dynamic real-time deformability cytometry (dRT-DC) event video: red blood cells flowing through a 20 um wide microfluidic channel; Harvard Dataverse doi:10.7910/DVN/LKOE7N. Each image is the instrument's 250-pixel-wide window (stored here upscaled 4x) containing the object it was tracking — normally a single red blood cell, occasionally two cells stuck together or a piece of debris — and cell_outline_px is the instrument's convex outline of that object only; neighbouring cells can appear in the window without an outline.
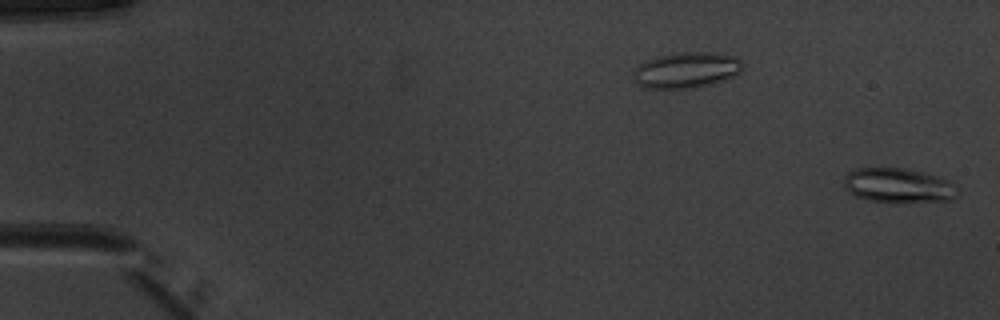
{"species": "common noctule bat (a hibernating species)", "species_latin": "Nyctalus noctula", "temperature_condition": "warm", "stored_images_in_passage": 51, "camera_frame_rate_fps": 3000, "um_per_image_px": 0.085, "animal": {"sex": "male", "body_mass_g": 20.1, "forearm_length_mm": 53.5}, "frame": {"image": 1, "passage_image": 1, "time_ms": 0.0, "image_size_px": [1000, 320], "cell_outline_px": [[960, 188], [956, 196], [952, 200], [896, 204], [888, 204], [868, 200], [856, 196], [844, 188], [844, 180], [848, 172], [856, 168], [904, 168], [924, 172], [948, 180]], "centroid_in_image_um": [76.39, 15.8], "position_along_channel_um": 8.6, "area_um2": 23.58}}
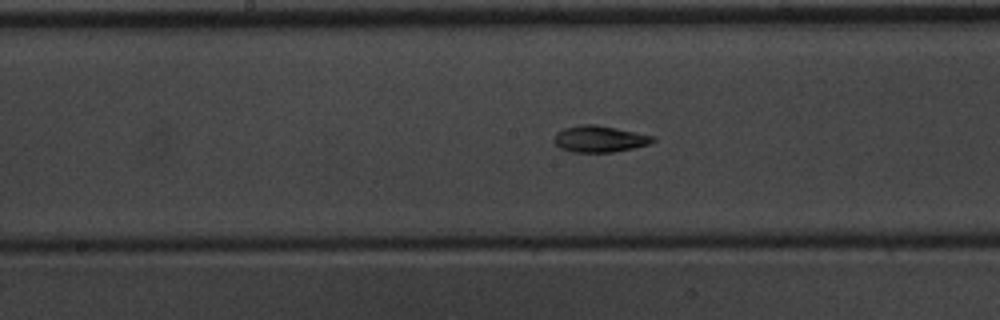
{"frame": {"image": 2, "passage_image": 27, "time_ms": 8.667, "image_size_px": [1000, 320], "cell_outline_px": [[656, 140], [648, 144], [632, 148], [612, 152], [572, 152], [560, 148], [552, 140], [556, 132], [564, 128], [580, 124], [596, 124], [656, 136]], "centroid_in_image_um": [50.94, 11.8], "position_along_channel_um": 197.3, "area_um2": 15.32}}
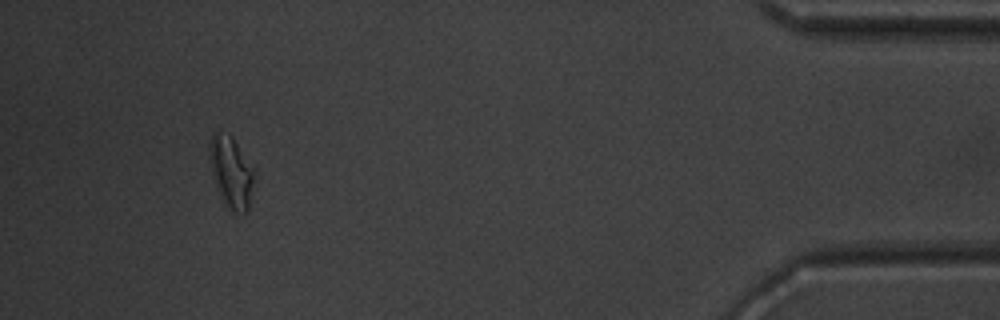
{"frame": {"image": 3, "passage_image": 48, "time_ms": 15.667, "image_size_px": [1000, 320], "cell_outline_px": [[252, 184], [248, 212], [244, 216], [232, 212], [224, 200], [220, 192], [216, 180], [208, 152], [208, 140], [212, 132], [220, 132], [232, 136], [252, 168]], "centroid_in_image_um": [19.63, 14.61], "position_along_channel_um": 415.6, "area_um2": 17.86}, "authors_computed_cell_mechanics": {"area_um2": 15.4904, "velocity_mm_per_s": 3.98, "shape_relaxation_time_tau1_ms": null, "shape_relaxation_time_tau2_ms": 5.3622, "deformation_change_tau1": null, "deformation_change_tau2": 0.1269}}